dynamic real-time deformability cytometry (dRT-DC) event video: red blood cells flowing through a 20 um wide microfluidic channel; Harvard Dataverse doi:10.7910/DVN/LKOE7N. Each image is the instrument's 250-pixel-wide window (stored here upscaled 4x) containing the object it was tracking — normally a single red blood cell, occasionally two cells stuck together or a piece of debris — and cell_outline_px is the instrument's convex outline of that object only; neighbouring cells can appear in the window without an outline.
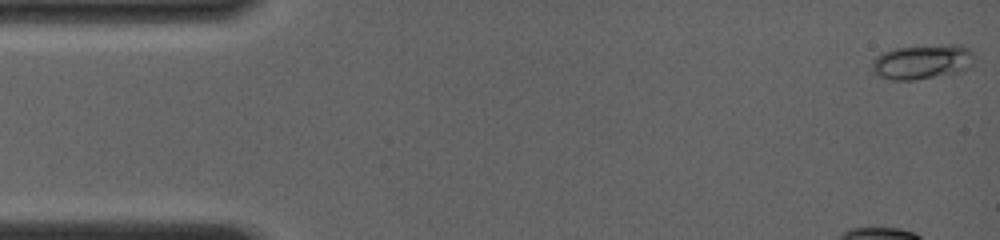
{"species": "common noctule bat (a hibernating species)", "species_latin": "Nyctalus noctula", "temperature_condition": "room temperature", "stored_images_in_passage": 14, "camera_frame_rate_fps": 4000, "um_per_image_px": 0.085, "animal": {"sex": "female", "body_mass_g": 19.0, "forearm_length_mm": 56.7}, "frame": {"image": 1, "passage_image": 1, "time_ms": 0.0, "image_size_px": [1000, 240], "cell_outline_px": [[968, 52], [940, 72], [932, 76], [912, 80], [892, 80], [880, 76], [872, 68], [872, 60], [880, 52], [896, 48], [952, 44], [960, 44]], "centroid_in_image_um": [77.88, 5.21], "position_along_channel_um": 7.1, "area_um2": 17.63}}